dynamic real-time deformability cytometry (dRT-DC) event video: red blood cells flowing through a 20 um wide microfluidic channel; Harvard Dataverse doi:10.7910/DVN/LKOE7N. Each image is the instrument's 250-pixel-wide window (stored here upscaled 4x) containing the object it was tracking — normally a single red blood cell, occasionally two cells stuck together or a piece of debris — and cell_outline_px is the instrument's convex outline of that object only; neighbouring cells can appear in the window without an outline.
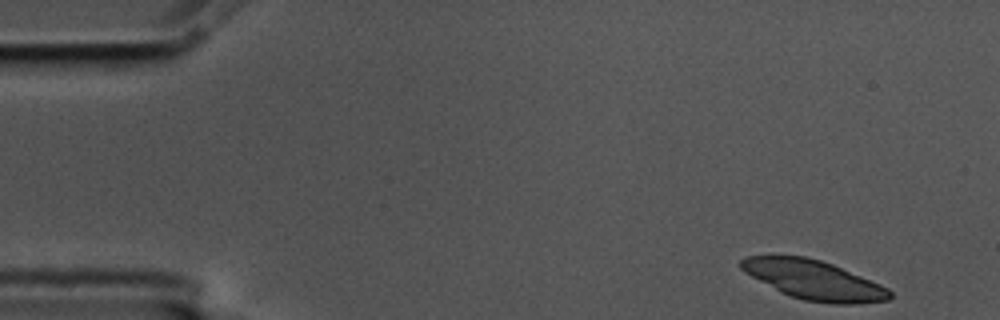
{"species": "common noctule bat (a hibernating species)", "species_latin": "Nyctalus noctula", "temperature_condition": "cold", "stored_images_in_passage": 40, "camera_frame_rate_fps": 3000, "um_per_image_px": 0.085, "animal": {"sex": "male", "body_mass_g": 17.5, "forearm_length_mm": 52.3}, "frame": {"image": 1, "passage_image": 1, "time_ms": 0.0, "image_size_px": [1000, 320], "cell_outline_px": [[892, 296], [888, 300], [856, 304], [832, 304], [804, 300], [780, 292], [744, 272], [740, 268], [740, 260], [748, 256], [808, 256], [832, 264], [880, 284], [888, 288], [892, 292]], "centroid_in_image_um": [69.18, 23.8], "position_along_channel_um": 15.8, "area_um2": 33.81}}
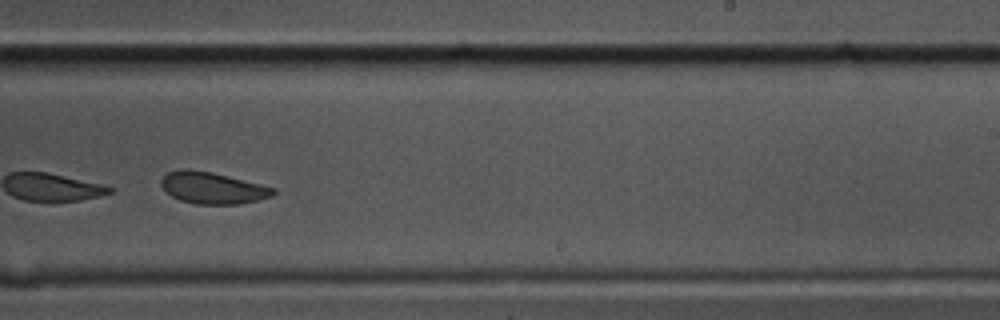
{"frame": {"image": 2, "passage_image": 32, "time_ms": 10.333, "image_size_px": [1000, 320], "cell_outline_px": [[276, 192], [272, 196], [260, 200], [240, 204], [196, 204], [180, 200], [172, 196], [160, 184], [160, 180], [168, 172], [184, 168], [188, 168], [212, 172], [276, 188]], "centroid_in_image_um": [18.08, 15.97], "position_along_channel_um": 270.9, "area_um2": 20.69}, "authors_computed_cell_mechanics": {"area_um2": 21.7328, "velocity_mm_per_s": 3.5148, "shape_relaxation_time_tau1_ms": 2.3865, "shape_relaxation_time_tau2_ms": 3.4428, "deformation_change_tau1": 0.07, "deformation_change_tau2": 0.0818}}